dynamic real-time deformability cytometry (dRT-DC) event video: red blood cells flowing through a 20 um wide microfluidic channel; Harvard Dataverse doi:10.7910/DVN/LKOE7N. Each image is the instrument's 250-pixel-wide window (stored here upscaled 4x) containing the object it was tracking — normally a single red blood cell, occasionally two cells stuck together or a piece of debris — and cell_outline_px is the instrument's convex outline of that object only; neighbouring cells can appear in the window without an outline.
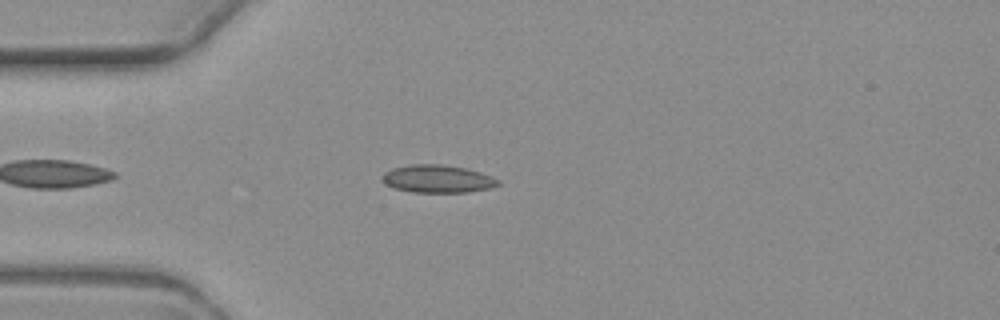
{"species": "common noctule bat (a hibernating species)", "species_latin": "Nyctalus noctula", "temperature_condition": "warm", "stored_images_in_passage": 5, "camera_frame_rate_fps": 3000, "um_per_image_px": 0.085, "animal": {"sex": "female", "body_mass_g": 19.3, "forearm_length_mm": 54.1}, "frame": {"image": 1, "passage_image": 3, "time_ms": 2.333, "image_size_px": [1000, 320], "cell_outline_px": [[500, 184], [488, 188], [468, 192], [412, 192], [396, 188], [384, 184], [384, 172], [392, 168], [412, 164], [440, 164], [468, 168], [492, 176], [500, 180]], "centroid_in_image_um": [37.22, 15.19], "position_along_channel_um": 47.8, "area_um2": 18.67}}
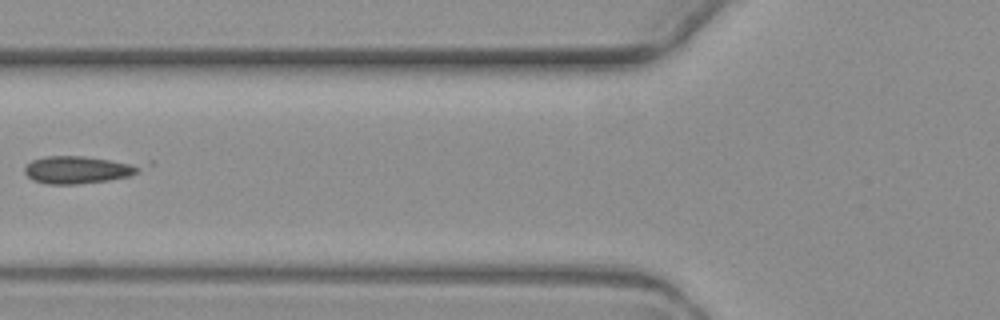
{"frame": {"image": 2, "passage_image": 5, "time_ms": 4.667, "image_size_px": [1000, 320], "cell_outline_px": [[152, 164], [128, 176], [108, 180], [76, 184], [48, 184], [32, 180], [24, 172], [24, 168], [32, 160], [44, 156], [84, 156], [152, 160]], "centroid_in_image_um": [6.94, 14.37], "position_along_channel_um": 118.9, "area_um2": 19.83}}